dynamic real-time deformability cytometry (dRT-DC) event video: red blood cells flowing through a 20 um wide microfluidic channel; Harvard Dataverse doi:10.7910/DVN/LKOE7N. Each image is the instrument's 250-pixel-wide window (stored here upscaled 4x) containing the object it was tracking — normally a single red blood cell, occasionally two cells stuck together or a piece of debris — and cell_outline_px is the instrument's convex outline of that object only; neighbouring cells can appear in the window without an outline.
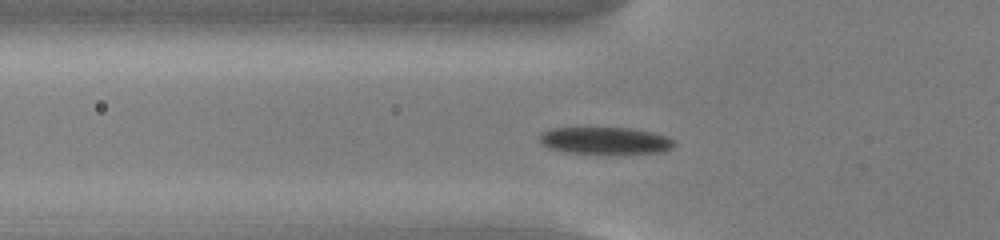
{"species": "common noctule bat (a hibernating species)", "species_latin": "Nyctalus noctula", "temperature_condition": "cold", "stored_images_in_passage": 46, "camera_frame_rate_fps": 3000, "um_per_image_px": 0.085, "animal": {"sex": "male", "body_mass_g": 13.0, "forearm_length_mm": 53.1}, "frame": {"image": 1, "passage_image": 17, "time_ms": 5.333, "image_size_px": [1000, 240], "cell_outline_px": [[676, 144], [672, 148], [664, 152], [564, 152], [548, 148], [540, 140], [540, 136], [544, 132], [552, 128], [628, 128], [652, 132], [668, 136]], "centroid_in_image_um": [51.47, 11.93], "position_along_channel_um": 74.3, "area_um2": 20.58}}
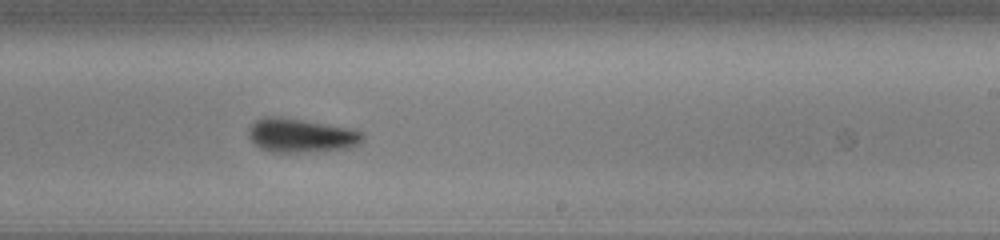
{"frame": {"image": 2, "passage_image": 32, "time_ms": 10.333, "image_size_px": [1000, 240], "cell_outline_px": [[364, 140], [360, 144], [348, 148], [300, 152], [268, 152], [260, 148], [248, 136], [248, 132], [252, 124], [256, 120], [264, 116], [280, 116], [352, 128], [364, 132]], "centroid_in_image_um": [25.61, 11.5], "position_along_channel_um": 263.4, "area_um2": 22.72}}
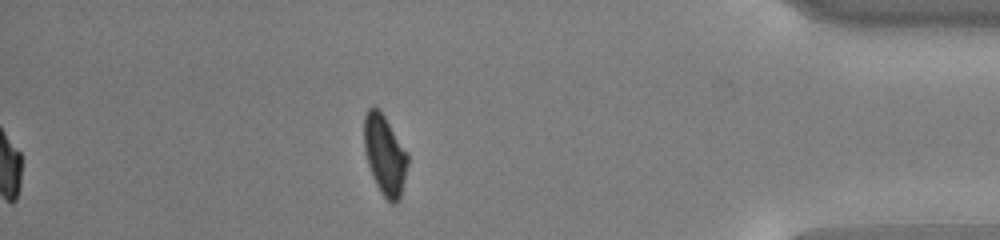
{"frame": {"image": 3, "passage_image": 46, "time_ms": 15.0, "image_size_px": [1000, 240], "cell_outline_px": [[408, 164], [400, 200], [396, 204], [392, 204], [380, 192], [372, 176], [364, 152], [364, 116], [368, 108], [380, 108], [408, 152]], "centroid_in_image_um": [32.71, 13.17], "position_along_channel_um": 402.5, "area_um2": 20.63}, "authors_computed_cell_mechanics": {"area_um2": 21.8484, "velocity_mm_per_s": 3.7859, "shape_relaxation_time_tau1_ms": 1.8638, "shape_relaxation_time_tau2_ms": 7.1177, "deformation_change_tau1": 0.1035, "deformation_change_tau2": 0.1256}}